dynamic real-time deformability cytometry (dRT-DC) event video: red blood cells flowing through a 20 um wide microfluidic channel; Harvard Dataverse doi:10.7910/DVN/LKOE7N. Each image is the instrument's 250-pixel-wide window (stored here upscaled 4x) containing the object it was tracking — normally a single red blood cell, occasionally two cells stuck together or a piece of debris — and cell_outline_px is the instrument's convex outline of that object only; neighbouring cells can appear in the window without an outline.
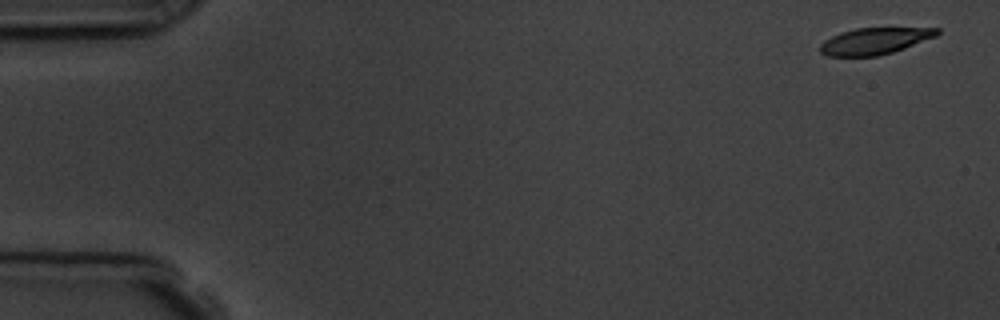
{"species": "common noctule bat (a hibernating species)", "species_latin": "Nyctalus noctula", "temperature_condition": "room temperature", "stored_images_in_passage": 4, "camera_frame_rate_fps": 3000, "um_per_image_px": 0.085, "animal": {"sex": "male", "body_mass_g": 19.5, "forearm_length_mm": 54.6}, "frame": {"image": 1, "passage_image": 1, "time_ms": 0.0, "image_size_px": [1000, 320], "cell_outline_px": [[940, 32], [936, 36], [904, 48], [892, 52], [876, 56], [828, 56], [820, 52], [820, 44], [824, 40], [840, 32], [856, 28], [940, 28]], "centroid_in_image_um": [74.32, 3.48], "position_along_channel_um": 10.7, "area_um2": 17.98}}
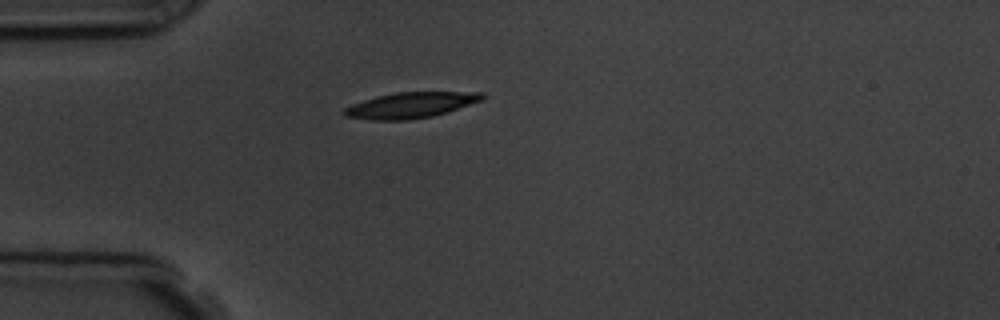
{"frame": {"image": 2, "passage_image": 4, "time_ms": 4.333, "image_size_px": [1000, 320], "cell_outline_px": [[484, 100], [448, 112], [432, 116], [408, 120], [372, 120], [344, 116], [340, 112], [344, 108], [352, 104], [376, 96], [396, 92], [484, 92]], "centroid_in_image_um": [34.91, 8.94], "position_along_channel_um": 50.1, "area_um2": 20.87}}